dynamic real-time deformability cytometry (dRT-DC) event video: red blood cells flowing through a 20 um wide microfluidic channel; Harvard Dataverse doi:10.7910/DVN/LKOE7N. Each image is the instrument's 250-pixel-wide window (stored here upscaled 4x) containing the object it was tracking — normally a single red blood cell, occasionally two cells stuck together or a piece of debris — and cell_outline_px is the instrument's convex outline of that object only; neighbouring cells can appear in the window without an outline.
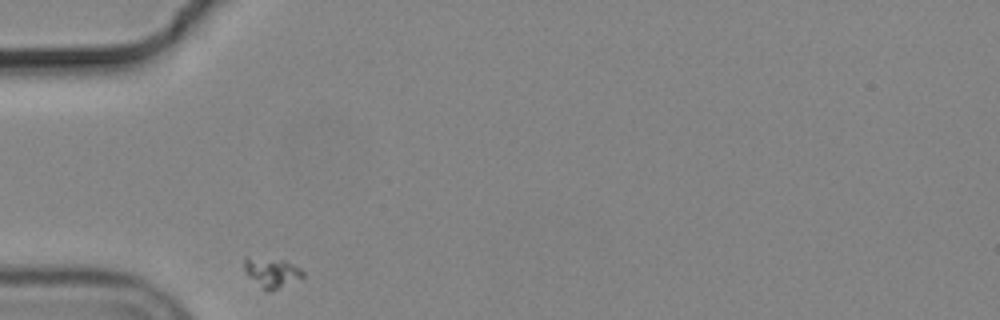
{"species": "common noctule bat (a hibernating species)", "species_latin": "Nyctalus noctula", "temperature_condition": "cold", "stored_images_in_passage": 31, "camera_frame_rate_fps": 3000, "um_per_image_px": 0.085, "animal": {"sex": "male", "body_mass_g": 19.2, "forearm_length_mm": 51.8}, "frame": {"image": 1, "passage_image": 1, "time_ms": 0.0, "image_size_px": [1000, 320], "cell_outline_px": [[304, 276], [272, 292], [268, 292], [248, 276], [244, 272], [244, 256], [284, 260], [300, 268], [304, 272]], "centroid_in_image_um": [23.07, 23.16], "position_along_channel_um": 61.9, "area_um2": 10.17}}
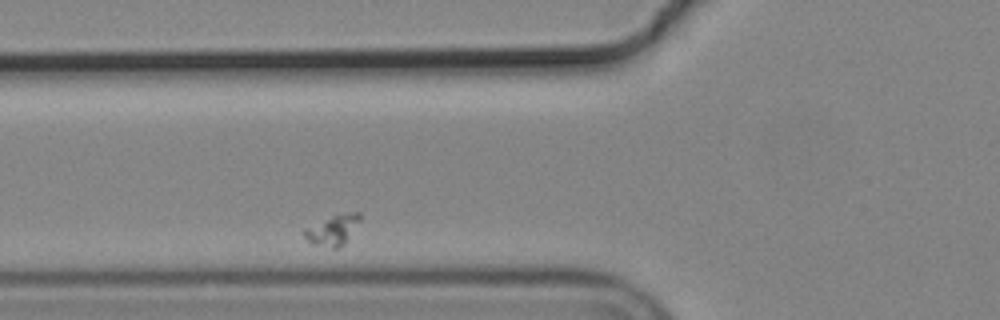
{"frame": {"image": 2, "passage_image": 5, "time_ms": 1.333, "image_size_px": [1000, 320], "cell_outline_px": [[360, 220], [344, 244], [336, 248], [332, 248], [312, 244], [304, 236], [304, 228], [336, 212], [360, 212]], "centroid_in_image_um": [28.27, 19.5], "position_along_channel_um": 97.5, "area_um2": 10.0}}